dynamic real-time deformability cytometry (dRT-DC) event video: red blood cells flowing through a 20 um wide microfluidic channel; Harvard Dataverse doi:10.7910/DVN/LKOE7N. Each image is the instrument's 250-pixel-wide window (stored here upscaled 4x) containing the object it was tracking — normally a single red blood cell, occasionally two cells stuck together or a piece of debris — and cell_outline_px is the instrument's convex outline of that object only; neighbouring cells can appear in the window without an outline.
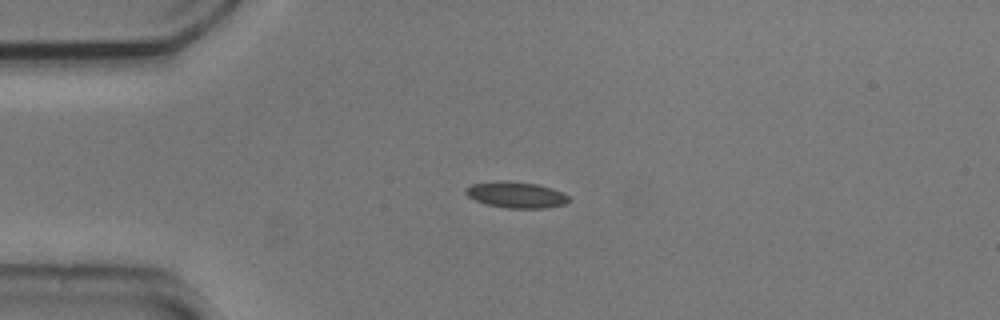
{"species": "common noctule bat (a hibernating species)", "species_latin": "Nyctalus noctula", "temperature_condition": "cold", "stored_images_in_passage": 43, "camera_frame_rate_fps": 3000, "um_per_image_px": 0.085, "animal": {"sex": "male", "body_mass_g": 20.5, "forearm_length_mm": 52.5}, "frame": {"image": 1, "passage_image": 1, "time_ms": 0.0, "image_size_px": [1000, 320], "cell_outline_px": [[572, 200], [564, 204], [544, 208], [508, 208], [488, 204], [476, 200], [468, 196], [464, 192], [464, 188], [472, 184], [500, 180], [508, 180], [536, 184], [552, 188], [568, 196]], "centroid_in_image_um": [43.86, 16.55], "position_along_channel_um": 41.1, "area_um2": 15.66}}
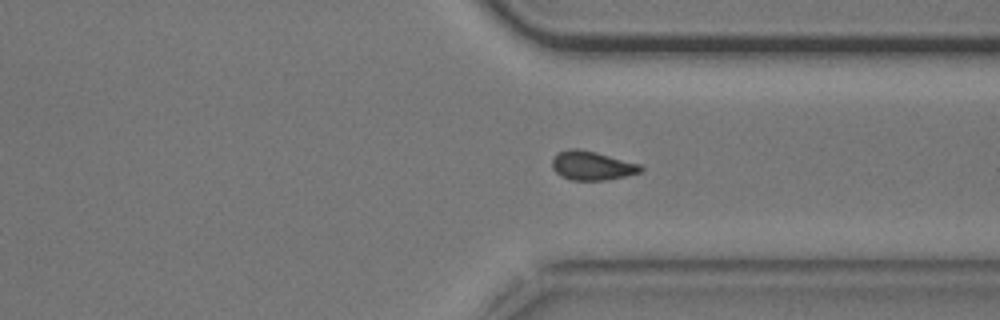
{"frame": {"image": 2, "passage_image": 29, "time_ms": 9.333, "image_size_px": [1000, 320], "cell_outline_px": [[644, 168], [640, 172], [624, 176], [604, 180], [572, 180], [560, 176], [552, 168], [552, 160], [560, 152], [568, 148], [576, 148], [596, 152], [640, 164]], "centroid_in_image_um": [50.31, 14.08], "position_along_channel_um": 361.1, "area_um2": 14.8}}
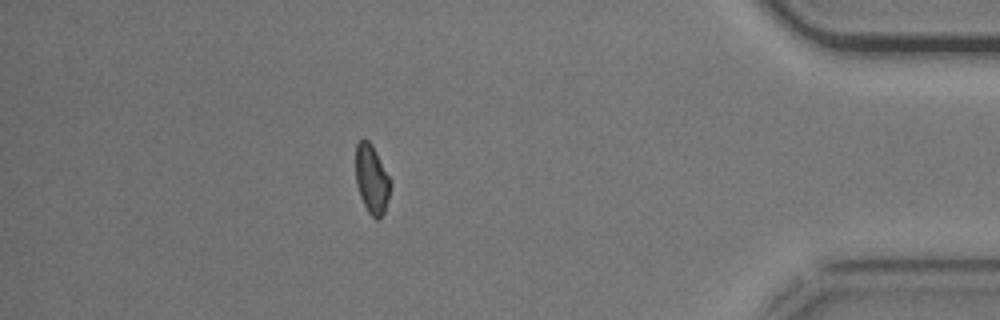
{"frame": {"image": 3, "passage_image": 36, "time_ms": 11.667, "image_size_px": [1000, 320], "cell_outline_px": [[388, 196], [384, 212], [376, 220], [368, 212], [360, 196], [356, 184], [356, 144], [360, 140], [368, 140], [372, 144], [388, 176]], "centroid_in_image_um": [31.55, 15.22], "position_along_channel_um": 403.6, "area_um2": 13.35}, "authors_computed_cell_mechanics": {"area_um2": 14.7968, "velocity_mm_per_s": 3.6818, "shape_relaxation_time_tau1_ms": 3.1273, "shape_relaxation_time_tau2_ms": 3.7867, "deformation_change_tau1": 0.0827, "deformation_change_tau2": 0.0685}}